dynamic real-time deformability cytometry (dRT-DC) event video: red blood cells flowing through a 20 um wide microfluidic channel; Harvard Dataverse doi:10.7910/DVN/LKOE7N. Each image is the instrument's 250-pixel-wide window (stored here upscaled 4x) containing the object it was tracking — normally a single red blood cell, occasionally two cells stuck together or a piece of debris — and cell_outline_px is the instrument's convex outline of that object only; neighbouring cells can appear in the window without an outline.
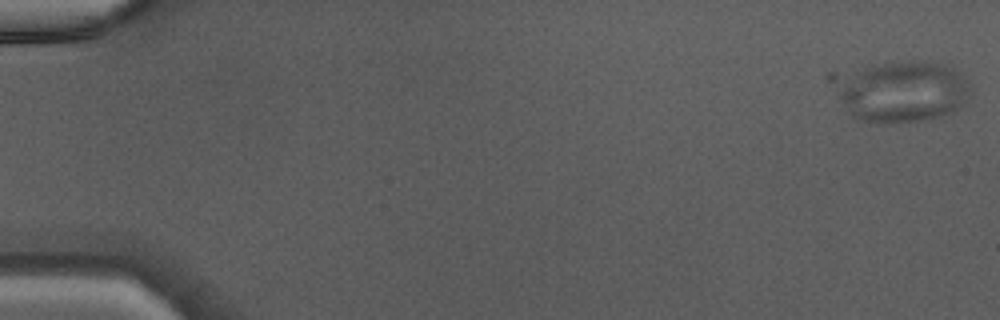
{"species": "Egyptian fruit bat (a non-hibernating species)", "species_latin": "Rousettus aegyptiacus", "temperature_condition": "warm", "stored_images_in_passage": 16, "camera_frame_rate_fps": 3000, "um_per_image_px": 0.085, "animal": {"sex": "male"}, "frame": {"image": 1, "passage_image": 1, "time_ms": 0.0, "image_size_px": [1000, 320], "cell_outline_px": [[968, 84], [960, 104], [952, 112], [936, 116], [916, 120], [856, 120], [852, 116], [840, 96], [840, 92], [848, 80], [864, 68], [880, 64], [908, 60], [924, 60], [944, 64], [960, 72]], "centroid_in_image_um": [76.83, 7.74], "position_along_channel_um": 8.2, "area_um2": 44.56}}
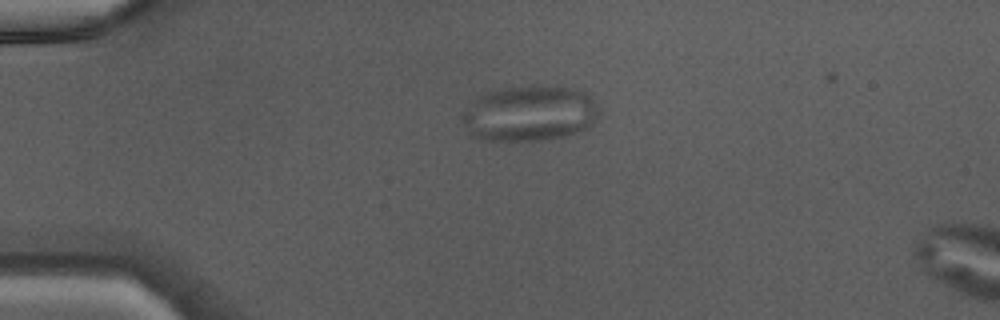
{"frame": {"image": 2, "passage_image": 12, "time_ms": 3.667, "image_size_px": [1000, 320], "cell_outline_px": [[596, 120], [588, 128], [564, 136], [540, 140], [484, 140], [472, 136], [468, 132], [464, 124], [464, 112], [480, 96], [488, 92], [504, 88], [572, 88], [584, 92], [596, 104]], "centroid_in_image_um": [45.01, 9.68], "position_along_channel_um": 40.0, "area_um2": 42.77}}